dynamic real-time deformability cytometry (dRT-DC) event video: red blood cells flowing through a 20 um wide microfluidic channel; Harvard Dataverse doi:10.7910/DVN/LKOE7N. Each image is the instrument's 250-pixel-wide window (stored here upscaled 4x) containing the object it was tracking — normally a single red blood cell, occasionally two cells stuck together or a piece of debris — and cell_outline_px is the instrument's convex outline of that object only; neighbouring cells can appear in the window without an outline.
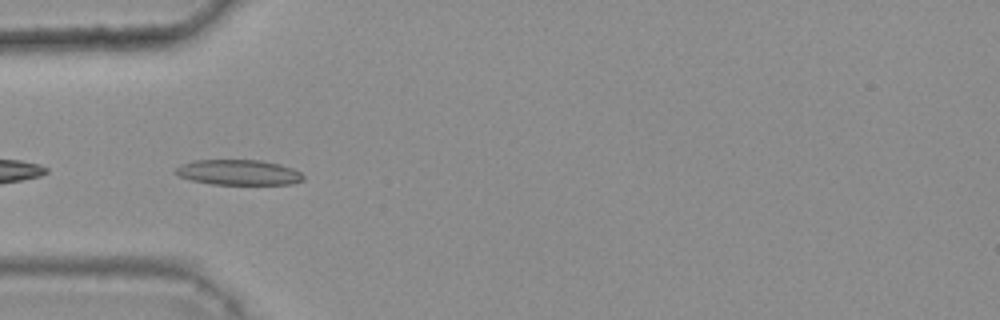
{"species": "common noctule bat (a hibernating species)", "species_latin": "Nyctalus noctula", "temperature_condition": "warm", "stored_images_in_passage": 4, "camera_frame_rate_fps": 3000, "um_per_image_px": 0.085, "animal": {"sex": "female", "body_mass_g": 25.1}, "frame": {"image": 1, "passage_image": 2, "time_ms": 0.333, "image_size_px": [1000, 320], "cell_outline_px": [[304, 180], [292, 184], [212, 184], [192, 180], [176, 176], [172, 172], [180, 164], [192, 160], [260, 160], [280, 164], [292, 168], [300, 172], [304, 176]], "centroid_in_image_um": [20.23, 14.65], "position_along_channel_um": 64.8, "area_um2": 19.02}}